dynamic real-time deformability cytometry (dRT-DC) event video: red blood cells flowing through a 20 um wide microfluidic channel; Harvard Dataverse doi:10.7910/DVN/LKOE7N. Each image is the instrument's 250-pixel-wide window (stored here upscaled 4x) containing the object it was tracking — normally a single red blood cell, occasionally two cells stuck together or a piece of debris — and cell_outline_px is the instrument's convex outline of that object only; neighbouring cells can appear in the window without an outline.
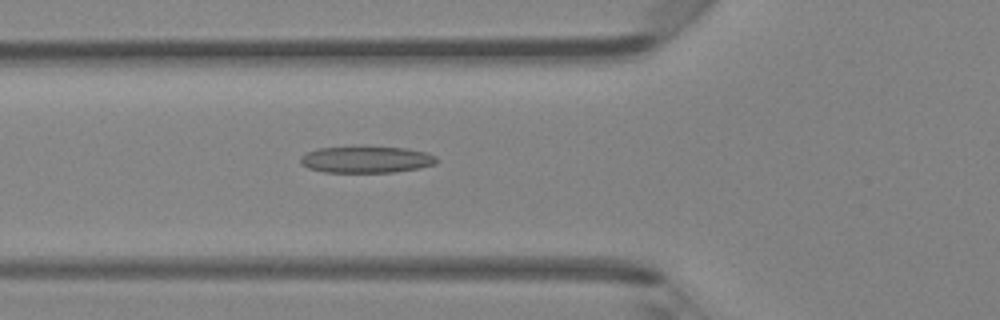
{"species": "Egyptian fruit bat (a non-hibernating species)", "species_latin": "Rousettus aegyptiacus", "temperature_condition": "room temperature", "stored_images_in_passage": 47, "camera_frame_rate_fps": 3000, "um_per_image_px": 0.085, "animal": {"sex": "female"}, "frame": {"image": 1, "passage_image": 17, "time_ms": 5.333, "image_size_px": [1000, 320], "cell_outline_px": [[436, 164], [420, 168], [392, 172], [324, 172], [308, 168], [300, 164], [300, 156], [316, 148], [408, 148], [428, 152], [436, 156]], "centroid_in_image_um": [31.14, 13.58], "position_along_channel_um": 94.7, "area_um2": 20.81}}
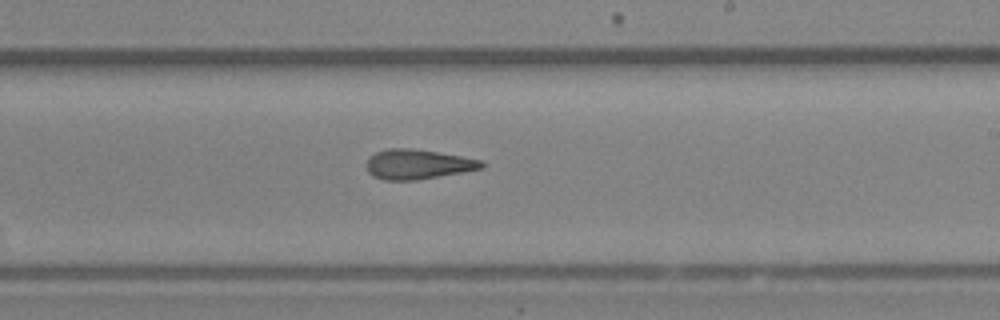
{"frame": {"image": 2, "passage_image": 28, "time_ms": 9.0, "image_size_px": [1000, 320], "cell_outline_px": [[484, 168], [416, 180], [384, 180], [372, 176], [368, 172], [368, 160], [376, 152], [388, 148], [408, 148], [436, 152], [484, 160]], "centroid_in_image_um": [35.53, 13.97], "position_along_channel_um": 253.5, "area_um2": 19.71}}
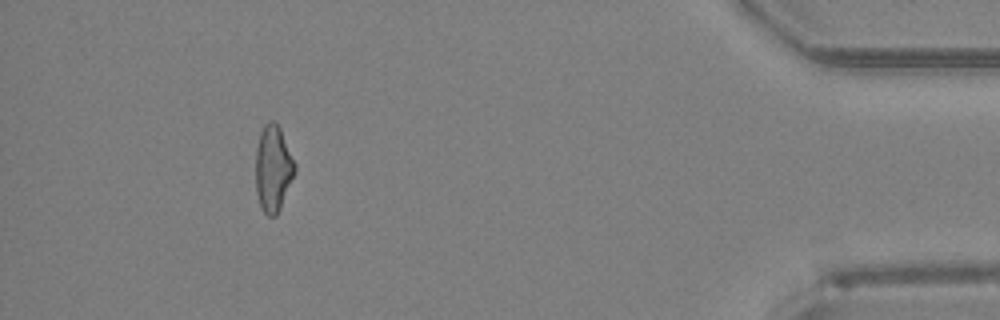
{"frame": {"image": 3, "passage_image": 43, "time_ms": 14.0, "image_size_px": [1000, 320], "cell_outline_px": [[296, 172], [280, 208], [276, 216], [268, 216], [264, 212], [260, 204], [256, 192], [256, 148], [260, 132], [264, 124], [268, 120], [272, 120], [280, 128], [296, 164]], "centroid_in_image_um": [23.22, 14.31], "position_along_channel_um": 412.0, "area_um2": 19.71}, "authors_computed_cell_mechanics": {"area_um2": 20.23, "velocity_mm_per_s": 4.3557, "shape_relaxation_time_tau1_ms": 6.4654, "shape_relaxation_time_tau2_ms": 2.6077, "deformation_change_tau1": 0.1929, "deformation_change_tau2": 0.1429}}